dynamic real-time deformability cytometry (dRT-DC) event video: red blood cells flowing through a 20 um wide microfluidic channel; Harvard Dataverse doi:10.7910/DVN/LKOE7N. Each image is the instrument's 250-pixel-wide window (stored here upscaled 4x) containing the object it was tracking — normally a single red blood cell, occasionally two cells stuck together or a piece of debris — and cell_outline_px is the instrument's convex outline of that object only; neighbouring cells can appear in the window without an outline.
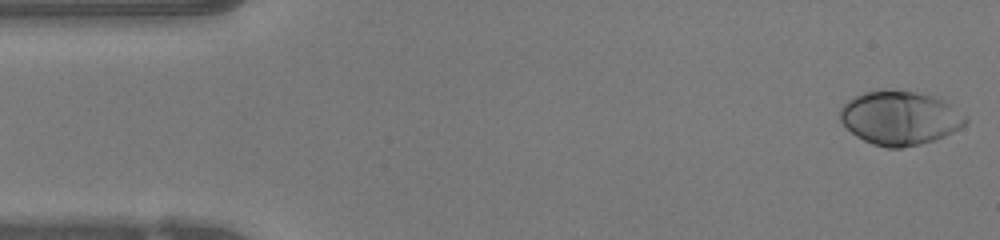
{"species": "human", "species_latin": "Homo sapiens", "temperature_condition": "warm", "stored_images_in_passage": 47, "camera_frame_rate_fps": 3000, "um_per_image_px": 0.085, "donor": {"sex": "female"}, "frame": {"image": 1, "passage_image": 1, "time_ms": 0.0, "image_size_px": [1000, 240], "cell_outline_px": [[968, 120], [960, 128], [944, 136], [920, 144], [900, 148], [888, 148], [872, 144], [856, 136], [840, 120], [840, 108], [848, 100], [864, 92], [912, 92], [940, 96], [968, 116]], "centroid_in_image_um": [76.54, 10.04], "position_along_channel_um": 8.5, "area_um2": 39.02}}
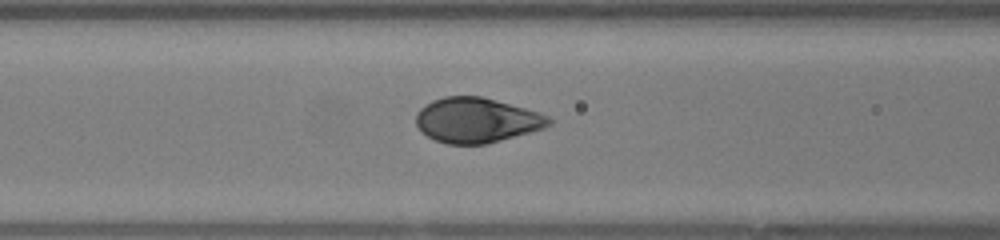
{"frame": {"image": 2, "passage_image": 18, "time_ms": 5.667, "image_size_px": [1000, 240], "cell_outline_px": [[552, 124], [544, 128], [500, 140], [484, 144], [448, 144], [436, 140], [420, 132], [416, 124], [416, 112], [420, 108], [432, 100], [444, 96], [480, 96], [496, 100], [540, 112], [548, 116], [552, 120]], "centroid_in_image_um": [40.49, 10.21], "position_along_channel_um": 126.1, "area_um2": 34.8}}
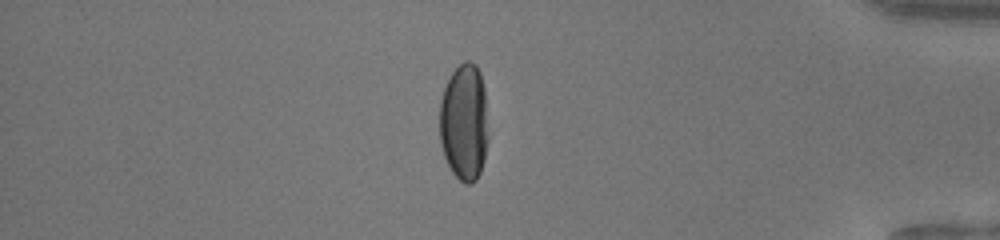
{"frame": {"image": 3, "passage_image": 40, "time_ms": 13.0, "image_size_px": [1000, 240], "cell_outline_px": [[488, 140], [484, 160], [480, 172], [476, 180], [472, 184], [464, 184], [452, 172], [444, 156], [440, 144], [440, 100], [444, 88], [452, 72], [464, 60], [468, 60], [476, 64], [480, 72], [484, 88]], "centroid_in_image_um": [39.45, 10.4], "position_along_channel_um": 395.7, "area_um2": 33.41}, "authors_computed_cell_mechanics": {"area_um2": 36.5874, "velocity_mm_per_s": 4.2041, "shape_relaxation_time_tau1_ms": 2.6688, "shape_relaxation_time_tau2_ms": null, "deformation_change_tau1": 0.2005, "deformation_change_tau2": null}}